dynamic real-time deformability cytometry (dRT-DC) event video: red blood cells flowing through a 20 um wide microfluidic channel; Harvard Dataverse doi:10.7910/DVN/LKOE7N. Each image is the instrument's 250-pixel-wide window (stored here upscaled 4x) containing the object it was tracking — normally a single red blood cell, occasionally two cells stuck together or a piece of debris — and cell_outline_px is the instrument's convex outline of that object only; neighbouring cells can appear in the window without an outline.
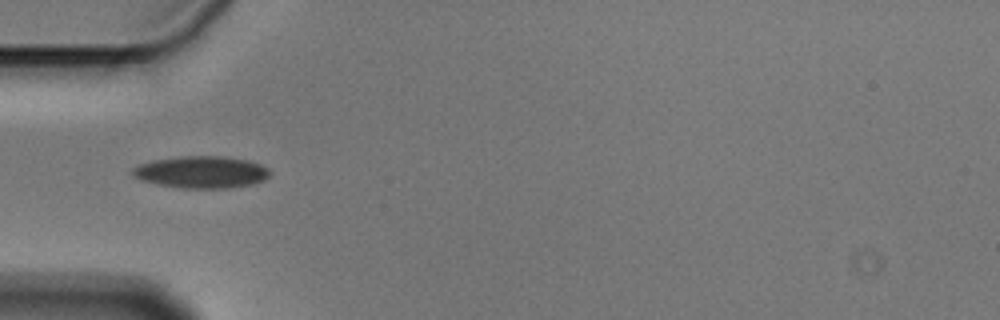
{"species": "Egyptian fruit bat (a non-hibernating species)", "species_latin": "Rousettus aegyptiacus", "temperature_condition": "cold", "stored_images_in_passage": 3, "camera_frame_rate_fps": 3000, "um_per_image_px": 0.085, "animal": {"sex": "male"}, "frame": {"image": 1, "passage_image": 3, "time_ms": 0.667, "image_size_px": [1000, 320], "cell_outline_px": [[272, 172], [264, 180], [252, 184], [232, 188], [180, 188], [156, 184], [140, 180], [132, 176], [132, 168], [140, 164], [152, 160], [180, 156], [224, 156], [248, 160], [260, 164], [268, 168]], "centroid_in_image_um": [17.11, 14.63], "position_along_channel_um": 67.9, "area_um2": 25.89}}